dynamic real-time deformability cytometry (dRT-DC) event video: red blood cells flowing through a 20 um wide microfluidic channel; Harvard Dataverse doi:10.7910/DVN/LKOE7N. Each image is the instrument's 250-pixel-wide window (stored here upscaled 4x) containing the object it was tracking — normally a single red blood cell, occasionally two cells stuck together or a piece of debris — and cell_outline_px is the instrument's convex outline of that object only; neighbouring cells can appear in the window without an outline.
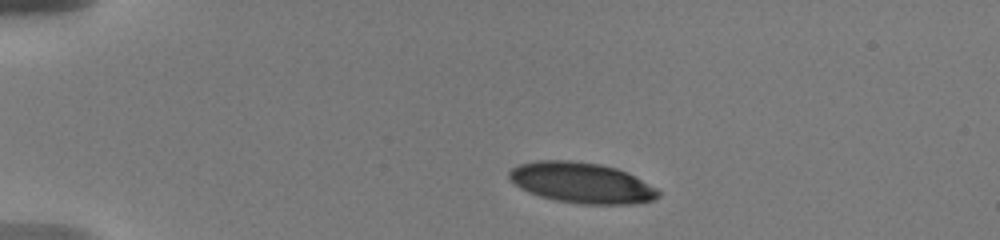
{"species": "human", "species_latin": "Homo sapiens", "temperature_condition": "warm", "stored_images_in_passage": 12, "camera_frame_rate_fps": 3000, "um_per_image_px": 0.085, "donor": {"sex": "male"}, "frame": {"image": 1, "passage_image": 1, "time_ms": 0.0, "image_size_px": [1000, 240], "cell_outline_px": [[660, 196], [652, 200], [628, 204], [584, 204], [556, 200], [540, 196], [528, 192], [520, 188], [508, 176], [508, 172], [512, 168], [520, 164], [536, 160], [572, 160], [600, 164], [616, 168], [628, 172], [656, 188], [660, 192]], "centroid_in_image_um": [49.43, 15.52], "position_along_channel_um": 35.6, "area_um2": 35.2}}